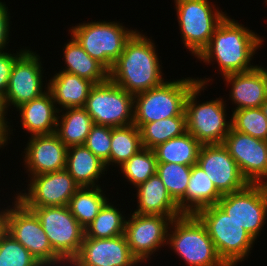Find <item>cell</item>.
<instances>
[{
	"mask_svg": "<svg viewBox=\"0 0 267 266\" xmlns=\"http://www.w3.org/2000/svg\"><path fill=\"white\" fill-rule=\"evenodd\" d=\"M262 42L264 40L257 33L226 16L196 58L208 65L215 59L223 76L246 72L257 66L251 65L250 61Z\"/></svg>",
	"mask_w": 267,
	"mask_h": 266,
	"instance_id": "cell-1",
	"label": "cell"
},
{
	"mask_svg": "<svg viewBox=\"0 0 267 266\" xmlns=\"http://www.w3.org/2000/svg\"><path fill=\"white\" fill-rule=\"evenodd\" d=\"M155 47L153 40L137 30L114 62L109 79L133 96L163 84L165 81Z\"/></svg>",
	"mask_w": 267,
	"mask_h": 266,
	"instance_id": "cell-2",
	"label": "cell"
},
{
	"mask_svg": "<svg viewBox=\"0 0 267 266\" xmlns=\"http://www.w3.org/2000/svg\"><path fill=\"white\" fill-rule=\"evenodd\" d=\"M171 228V229H170ZM167 244L189 266H227L220 258L205 225L195 214L172 220Z\"/></svg>",
	"mask_w": 267,
	"mask_h": 266,
	"instance_id": "cell-3",
	"label": "cell"
},
{
	"mask_svg": "<svg viewBox=\"0 0 267 266\" xmlns=\"http://www.w3.org/2000/svg\"><path fill=\"white\" fill-rule=\"evenodd\" d=\"M196 80L185 101L186 131L202 145L222 144L231 129V119L226 121V103L216 98L198 104V95L207 88L210 78Z\"/></svg>",
	"mask_w": 267,
	"mask_h": 266,
	"instance_id": "cell-4",
	"label": "cell"
},
{
	"mask_svg": "<svg viewBox=\"0 0 267 266\" xmlns=\"http://www.w3.org/2000/svg\"><path fill=\"white\" fill-rule=\"evenodd\" d=\"M205 225L215 248L227 266H236L249 256L255 239L217 204L195 214Z\"/></svg>",
	"mask_w": 267,
	"mask_h": 266,
	"instance_id": "cell-5",
	"label": "cell"
},
{
	"mask_svg": "<svg viewBox=\"0 0 267 266\" xmlns=\"http://www.w3.org/2000/svg\"><path fill=\"white\" fill-rule=\"evenodd\" d=\"M195 78L187 77L165 81L158 87L134 96L133 124L140 128L143 124L179 116L185 111V101Z\"/></svg>",
	"mask_w": 267,
	"mask_h": 266,
	"instance_id": "cell-6",
	"label": "cell"
},
{
	"mask_svg": "<svg viewBox=\"0 0 267 266\" xmlns=\"http://www.w3.org/2000/svg\"><path fill=\"white\" fill-rule=\"evenodd\" d=\"M120 22L95 21L72 26L73 36L82 48L108 71L124 51L126 42L137 31Z\"/></svg>",
	"mask_w": 267,
	"mask_h": 266,
	"instance_id": "cell-7",
	"label": "cell"
},
{
	"mask_svg": "<svg viewBox=\"0 0 267 266\" xmlns=\"http://www.w3.org/2000/svg\"><path fill=\"white\" fill-rule=\"evenodd\" d=\"M174 1L184 47L197 57L208 45L215 29L227 14L216 9L209 0Z\"/></svg>",
	"mask_w": 267,
	"mask_h": 266,
	"instance_id": "cell-8",
	"label": "cell"
},
{
	"mask_svg": "<svg viewBox=\"0 0 267 266\" xmlns=\"http://www.w3.org/2000/svg\"><path fill=\"white\" fill-rule=\"evenodd\" d=\"M38 217L53 251L67 264L78 255L85 229L68 206L26 207Z\"/></svg>",
	"mask_w": 267,
	"mask_h": 266,
	"instance_id": "cell-9",
	"label": "cell"
},
{
	"mask_svg": "<svg viewBox=\"0 0 267 266\" xmlns=\"http://www.w3.org/2000/svg\"><path fill=\"white\" fill-rule=\"evenodd\" d=\"M14 200L13 207L8 206L6 232L21 243L42 266H65L66 263L50 246L35 213L17 199Z\"/></svg>",
	"mask_w": 267,
	"mask_h": 266,
	"instance_id": "cell-10",
	"label": "cell"
},
{
	"mask_svg": "<svg viewBox=\"0 0 267 266\" xmlns=\"http://www.w3.org/2000/svg\"><path fill=\"white\" fill-rule=\"evenodd\" d=\"M133 107L134 96L110 79L91 88L84 106L94 124L111 128L133 124Z\"/></svg>",
	"mask_w": 267,
	"mask_h": 266,
	"instance_id": "cell-11",
	"label": "cell"
},
{
	"mask_svg": "<svg viewBox=\"0 0 267 266\" xmlns=\"http://www.w3.org/2000/svg\"><path fill=\"white\" fill-rule=\"evenodd\" d=\"M217 205L255 240L267 220V184H248L244 189L222 195Z\"/></svg>",
	"mask_w": 267,
	"mask_h": 266,
	"instance_id": "cell-12",
	"label": "cell"
},
{
	"mask_svg": "<svg viewBox=\"0 0 267 266\" xmlns=\"http://www.w3.org/2000/svg\"><path fill=\"white\" fill-rule=\"evenodd\" d=\"M162 215L132 213L125 221L124 235L132 254L140 263H146L150 256L167 244L172 220Z\"/></svg>",
	"mask_w": 267,
	"mask_h": 266,
	"instance_id": "cell-13",
	"label": "cell"
},
{
	"mask_svg": "<svg viewBox=\"0 0 267 266\" xmlns=\"http://www.w3.org/2000/svg\"><path fill=\"white\" fill-rule=\"evenodd\" d=\"M40 56L32 50H25L15 61L9 79V85L0 106L6 111L9 106L15 108L38 98L43 91V67Z\"/></svg>",
	"mask_w": 267,
	"mask_h": 266,
	"instance_id": "cell-14",
	"label": "cell"
},
{
	"mask_svg": "<svg viewBox=\"0 0 267 266\" xmlns=\"http://www.w3.org/2000/svg\"><path fill=\"white\" fill-rule=\"evenodd\" d=\"M28 192L14 198L25 207L68 206L70 198L80 188L66 169L30 177Z\"/></svg>",
	"mask_w": 267,
	"mask_h": 266,
	"instance_id": "cell-15",
	"label": "cell"
},
{
	"mask_svg": "<svg viewBox=\"0 0 267 266\" xmlns=\"http://www.w3.org/2000/svg\"><path fill=\"white\" fill-rule=\"evenodd\" d=\"M223 146L250 184H267V141L238 132L232 127Z\"/></svg>",
	"mask_w": 267,
	"mask_h": 266,
	"instance_id": "cell-16",
	"label": "cell"
},
{
	"mask_svg": "<svg viewBox=\"0 0 267 266\" xmlns=\"http://www.w3.org/2000/svg\"><path fill=\"white\" fill-rule=\"evenodd\" d=\"M197 165L221 195L240 191L249 184L223 144L201 145Z\"/></svg>",
	"mask_w": 267,
	"mask_h": 266,
	"instance_id": "cell-17",
	"label": "cell"
},
{
	"mask_svg": "<svg viewBox=\"0 0 267 266\" xmlns=\"http://www.w3.org/2000/svg\"><path fill=\"white\" fill-rule=\"evenodd\" d=\"M124 234L113 238H89L84 235L78 255L68 266H137Z\"/></svg>",
	"mask_w": 267,
	"mask_h": 266,
	"instance_id": "cell-18",
	"label": "cell"
},
{
	"mask_svg": "<svg viewBox=\"0 0 267 266\" xmlns=\"http://www.w3.org/2000/svg\"><path fill=\"white\" fill-rule=\"evenodd\" d=\"M30 137L24 149V165L29 177L65 169L68 147L56 133Z\"/></svg>",
	"mask_w": 267,
	"mask_h": 266,
	"instance_id": "cell-19",
	"label": "cell"
},
{
	"mask_svg": "<svg viewBox=\"0 0 267 266\" xmlns=\"http://www.w3.org/2000/svg\"><path fill=\"white\" fill-rule=\"evenodd\" d=\"M226 85H232L229 97L236 104L234 110L259 108L267 98V69L256 66L254 69L227 74Z\"/></svg>",
	"mask_w": 267,
	"mask_h": 266,
	"instance_id": "cell-20",
	"label": "cell"
},
{
	"mask_svg": "<svg viewBox=\"0 0 267 266\" xmlns=\"http://www.w3.org/2000/svg\"><path fill=\"white\" fill-rule=\"evenodd\" d=\"M44 88V94L16 108L20 112L22 128L31 136L56 133L57 117L61 115L48 87Z\"/></svg>",
	"mask_w": 267,
	"mask_h": 266,
	"instance_id": "cell-21",
	"label": "cell"
},
{
	"mask_svg": "<svg viewBox=\"0 0 267 266\" xmlns=\"http://www.w3.org/2000/svg\"><path fill=\"white\" fill-rule=\"evenodd\" d=\"M136 188L138 209L133 213L162 215L169 218L183 215L157 173Z\"/></svg>",
	"mask_w": 267,
	"mask_h": 266,
	"instance_id": "cell-22",
	"label": "cell"
},
{
	"mask_svg": "<svg viewBox=\"0 0 267 266\" xmlns=\"http://www.w3.org/2000/svg\"><path fill=\"white\" fill-rule=\"evenodd\" d=\"M95 84L88 79L64 71L55 73L47 86L57 104L63 109L84 107L91 88Z\"/></svg>",
	"mask_w": 267,
	"mask_h": 266,
	"instance_id": "cell-23",
	"label": "cell"
},
{
	"mask_svg": "<svg viewBox=\"0 0 267 266\" xmlns=\"http://www.w3.org/2000/svg\"><path fill=\"white\" fill-rule=\"evenodd\" d=\"M65 169L80 187H96L107 167L85 145H78L67 149Z\"/></svg>",
	"mask_w": 267,
	"mask_h": 266,
	"instance_id": "cell-24",
	"label": "cell"
},
{
	"mask_svg": "<svg viewBox=\"0 0 267 266\" xmlns=\"http://www.w3.org/2000/svg\"><path fill=\"white\" fill-rule=\"evenodd\" d=\"M64 45L63 58L66 66L60 71L88 79L94 84H101L109 79V71L92 58L73 36Z\"/></svg>",
	"mask_w": 267,
	"mask_h": 266,
	"instance_id": "cell-25",
	"label": "cell"
},
{
	"mask_svg": "<svg viewBox=\"0 0 267 266\" xmlns=\"http://www.w3.org/2000/svg\"><path fill=\"white\" fill-rule=\"evenodd\" d=\"M221 198L205 171L197 164L192 165L185 194V214H196L205 207L217 204Z\"/></svg>",
	"mask_w": 267,
	"mask_h": 266,
	"instance_id": "cell-26",
	"label": "cell"
},
{
	"mask_svg": "<svg viewBox=\"0 0 267 266\" xmlns=\"http://www.w3.org/2000/svg\"><path fill=\"white\" fill-rule=\"evenodd\" d=\"M59 112H62V115L57 117L56 134L59 139L68 148L84 145L94 125L86 109L84 107L66 108L59 110Z\"/></svg>",
	"mask_w": 267,
	"mask_h": 266,
	"instance_id": "cell-27",
	"label": "cell"
},
{
	"mask_svg": "<svg viewBox=\"0 0 267 266\" xmlns=\"http://www.w3.org/2000/svg\"><path fill=\"white\" fill-rule=\"evenodd\" d=\"M201 143L187 131L153 148L157 163L197 164Z\"/></svg>",
	"mask_w": 267,
	"mask_h": 266,
	"instance_id": "cell-28",
	"label": "cell"
},
{
	"mask_svg": "<svg viewBox=\"0 0 267 266\" xmlns=\"http://www.w3.org/2000/svg\"><path fill=\"white\" fill-rule=\"evenodd\" d=\"M100 186L80 187L70 198L68 208L85 229L109 200Z\"/></svg>",
	"mask_w": 267,
	"mask_h": 266,
	"instance_id": "cell-29",
	"label": "cell"
},
{
	"mask_svg": "<svg viewBox=\"0 0 267 266\" xmlns=\"http://www.w3.org/2000/svg\"><path fill=\"white\" fill-rule=\"evenodd\" d=\"M139 130L143 148L153 149L157 145L186 132L185 111L179 116L145 123Z\"/></svg>",
	"mask_w": 267,
	"mask_h": 266,
	"instance_id": "cell-30",
	"label": "cell"
},
{
	"mask_svg": "<svg viewBox=\"0 0 267 266\" xmlns=\"http://www.w3.org/2000/svg\"><path fill=\"white\" fill-rule=\"evenodd\" d=\"M110 147L109 165L120 167L143 148L139 128L134 124L111 128Z\"/></svg>",
	"mask_w": 267,
	"mask_h": 266,
	"instance_id": "cell-31",
	"label": "cell"
},
{
	"mask_svg": "<svg viewBox=\"0 0 267 266\" xmlns=\"http://www.w3.org/2000/svg\"><path fill=\"white\" fill-rule=\"evenodd\" d=\"M191 169L192 166L178 163H157L156 173L182 214H185V194Z\"/></svg>",
	"mask_w": 267,
	"mask_h": 266,
	"instance_id": "cell-32",
	"label": "cell"
},
{
	"mask_svg": "<svg viewBox=\"0 0 267 266\" xmlns=\"http://www.w3.org/2000/svg\"><path fill=\"white\" fill-rule=\"evenodd\" d=\"M114 204L107 201L98 215L85 228V236L89 238H113L124 234L125 219Z\"/></svg>",
	"mask_w": 267,
	"mask_h": 266,
	"instance_id": "cell-33",
	"label": "cell"
},
{
	"mask_svg": "<svg viewBox=\"0 0 267 266\" xmlns=\"http://www.w3.org/2000/svg\"><path fill=\"white\" fill-rule=\"evenodd\" d=\"M120 168L124 177L136 188L156 174L157 160L153 149L142 148Z\"/></svg>",
	"mask_w": 267,
	"mask_h": 266,
	"instance_id": "cell-34",
	"label": "cell"
},
{
	"mask_svg": "<svg viewBox=\"0 0 267 266\" xmlns=\"http://www.w3.org/2000/svg\"><path fill=\"white\" fill-rule=\"evenodd\" d=\"M231 127L238 132L267 141V118L260 107L232 110Z\"/></svg>",
	"mask_w": 267,
	"mask_h": 266,
	"instance_id": "cell-35",
	"label": "cell"
},
{
	"mask_svg": "<svg viewBox=\"0 0 267 266\" xmlns=\"http://www.w3.org/2000/svg\"><path fill=\"white\" fill-rule=\"evenodd\" d=\"M0 266H42L39 261L9 233L0 239Z\"/></svg>",
	"mask_w": 267,
	"mask_h": 266,
	"instance_id": "cell-36",
	"label": "cell"
},
{
	"mask_svg": "<svg viewBox=\"0 0 267 266\" xmlns=\"http://www.w3.org/2000/svg\"><path fill=\"white\" fill-rule=\"evenodd\" d=\"M84 145L109 167L111 127L94 124Z\"/></svg>",
	"mask_w": 267,
	"mask_h": 266,
	"instance_id": "cell-37",
	"label": "cell"
},
{
	"mask_svg": "<svg viewBox=\"0 0 267 266\" xmlns=\"http://www.w3.org/2000/svg\"><path fill=\"white\" fill-rule=\"evenodd\" d=\"M26 49H20L17 53H7L4 51L0 52V100L4 97L8 85L9 79L12 72V68L16 59L25 51Z\"/></svg>",
	"mask_w": 267,
	"mask_h": 266,
	"instance_id": "cell-38",
	"label": "cell"
},
{
	"mask_svg": "<svg viewBox=\"0 0 267 266\" xmlns=\"http://www.w3.org/2000/svg\"><path fill=\"white\" fill-rule=\"evenodd\" d=\"M8 12L6 4L0 1V52L6 49L9 43L10 13Z\"/></svg>",
	"mask_w": 267,
	"mask_h": 266,
	"instance_id": "cell-39",
	"label": "cell"
},
{
	"mask_svg": "<svg viewBox=\"0 0 267 266\" xmlns=\"http://www.w3.org/2000/svg\"><path fill=\"white\" fill-rule=\"evenodd\" d=\"M6 115L7 111L5 112V110L0 106V148H2L4 145H7L6 143H8V139L10 140L9 136L11 134L10 132L12 131L9 128L11 125H8V120L6 121Z\"/></svg>",
	"mask_w": 267,
	"mask_h": 266,
	"instance_id": "cell-40",
	"label": "cell"
},
{
	"mask_svg": "<svg viewBox=\"0 0 267 266\" xmlns=\"http://www.w3.org/2000/svg\"><path fill=\"white\" fill-rule=\"evenodd\" d=\"M7 215H8V207L0 211V239L7 231Z\"/></svg>",
	"mask_w": 267,
	"mask_h": 266,
	"instance_id": "cell-41",
	"label": "cell"
},
{
	"mask_svg": "<svg viewBox=\"0 0 267 266\" xmlns=\"http://www.w3.org/2000/svg\"><path fill=\"white\" fill-rule=\"evenodd\" d=\"M261 110H262V112H263V114L266 116V118H267V98H266V100L262 103V105H261Z\"/></svg>",
	"mask_w": 267,
	"mask_h": 266,
	"instance_id": "cell-42",
	"label": "cell"
}]
</instances>
